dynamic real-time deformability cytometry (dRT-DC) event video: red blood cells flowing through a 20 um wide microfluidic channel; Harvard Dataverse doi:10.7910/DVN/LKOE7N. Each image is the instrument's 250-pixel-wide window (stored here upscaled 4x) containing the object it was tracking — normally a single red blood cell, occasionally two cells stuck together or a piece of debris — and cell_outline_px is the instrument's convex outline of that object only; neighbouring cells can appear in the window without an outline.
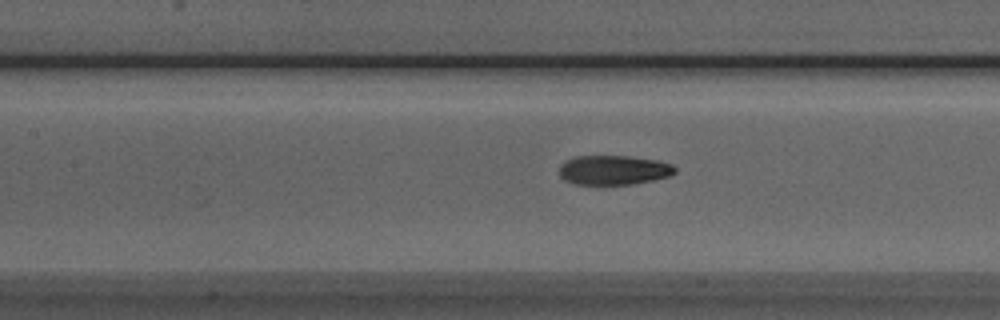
{"species": "Egyptian fruit bat (a non-hibernating species)", "species_latin": "Rousettus aegyptiacus", "temperature_condition": "room temperature", "stored_images_in_passage": 36, "camera_frame_rate_fps": 3000, "um_per_image_px": 0.085, "animal": {"sex": "male"}, "frame": {"image": 1, "passage_image": 8, "time_ms": 2.333, "image_size_px": [1000, 320], "cell_outline_px": [[676, 172], [672, 176], [632, 184], [576, 184], [564, 180], [560, 176], [560, 164], [564, 160], [576, 156], [628, 156], [656, 160], [672, 164], [676, 168]], "centroid_in_image_um": [52.16, 14.45], "position_along_channel_um": 155.2, "area_um2": 19.94}}
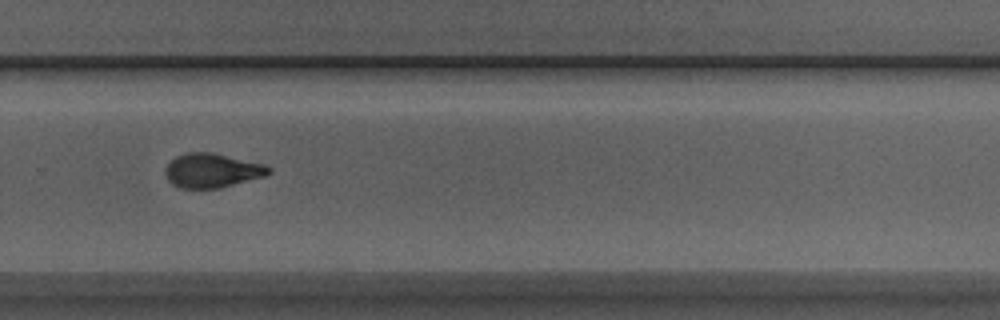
{"frame": {"image": 2, "passage_image": 20, "time_ms": 6.333, "image_size_px": [1000, 320], "cell_outline_px": [[272, 172], [264, 176], [220, 188], [180, 188], [172, 184], [168, 180], [164, 172], [164, 168], [176, 156], [188, 152], [212, 152], [264, 164], [272, 168]], "centroid_in_image_um": [18.02, 14.49], "position_along_channel_um": 311.8, "area_um2": 20.63}}
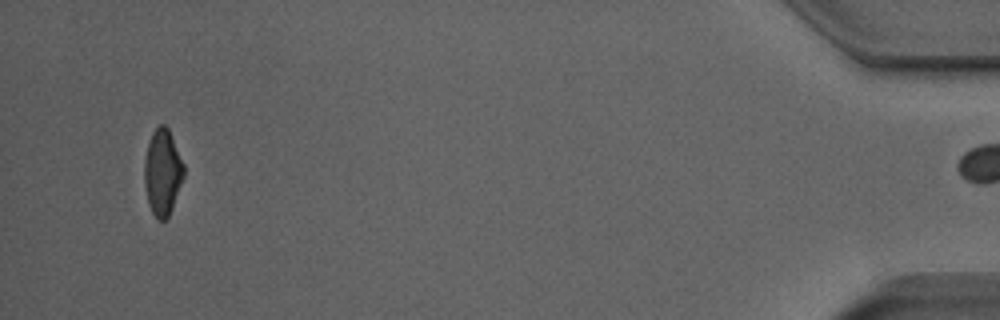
{"frame": {"image": 3, "passage_image": 35, "time_ms": 11.333, "image_size_px": [1000, 320], "cell_outline_px": [[184, 176], [172, 208], [168, 216], [164, 220], [160, 220], [152, 212], [148, 204], [144, 184], [144, 160], [148, 144], [152, 132], [160, 124], [164, 124], [168, 128], [184, 164]], "centroid_in_image_um": [13.81, 14.63], "position_along_channel_um": 421.4, "area_um2": 19.65}, "authors_computed_cell_mechanics": {"area_um2": 20.6635, "velocity_mm_per_s": 3.9278, "shape_relaxation_time_tau1_ms": 3.9774, "shape_relaxation_time_tau2_ms": 2.0013, "deformation_change_tau1": 0.1609, "deformation_change_tau2": 0.0815}}